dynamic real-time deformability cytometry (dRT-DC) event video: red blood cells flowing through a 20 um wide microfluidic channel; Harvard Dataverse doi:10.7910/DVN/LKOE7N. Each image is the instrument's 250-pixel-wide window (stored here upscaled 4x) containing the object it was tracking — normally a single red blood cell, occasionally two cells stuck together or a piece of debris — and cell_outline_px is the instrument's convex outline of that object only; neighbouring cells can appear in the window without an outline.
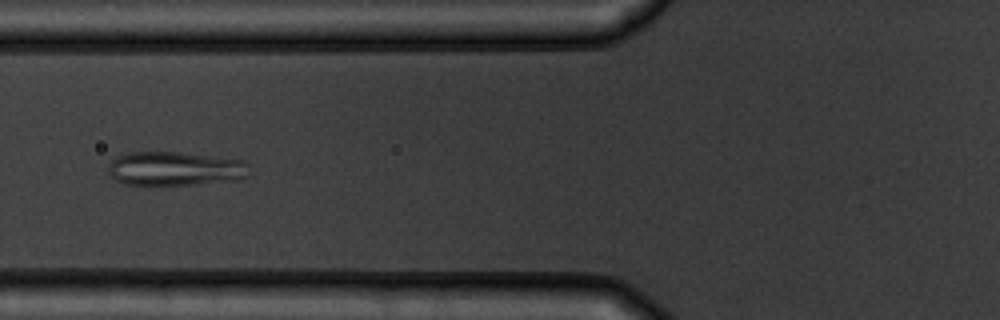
{"species": "common noctule bat (a hibernating species)", "species_latin": "Nyctalus noctula", "temperature_condition": "warm", "stored_images_in_passage": 4, "camera_frame_rate_fps": 3000, "um_per_image_px": 0.085, "animal": {"sex": "male", "body_mass_g": 19.5, "forearm_length_mm": 54.6}, "frame": {"image": 1, "passage_image": 4, "time_ms": 3.333, "image_size_px": [1000, 320], "cell_outline_px": [[248, 176], [240, 180], [192, 184], [124, 184], [116, 180], [108, 172], [108, 168], [112, 160], [116, 156], [128, 152], [180, 152], [244, 160], [248, 164]], "centroid_in_image_um": [14.9, 14.32], "position_along_channel_um": 110.9, "area_um2": 27.92}}